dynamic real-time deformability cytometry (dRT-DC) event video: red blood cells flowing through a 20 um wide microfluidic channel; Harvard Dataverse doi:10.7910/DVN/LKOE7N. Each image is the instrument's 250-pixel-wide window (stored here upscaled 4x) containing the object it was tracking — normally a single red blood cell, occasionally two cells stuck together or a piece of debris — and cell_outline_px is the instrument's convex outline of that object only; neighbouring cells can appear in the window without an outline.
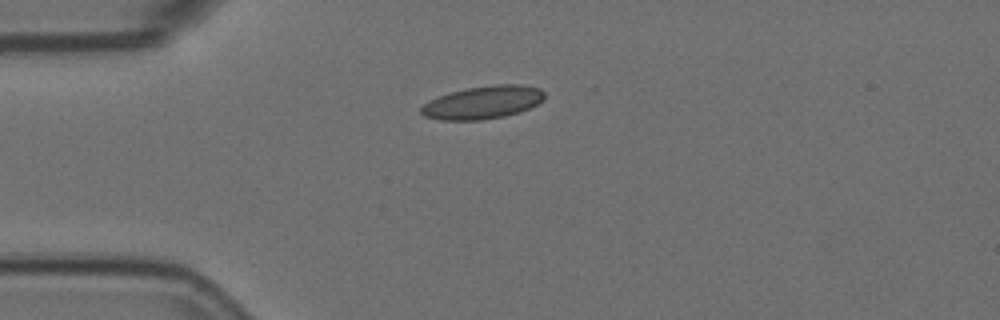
{"species": "Egyptian fruit bat (a non-hibernating species)", "species_latin": "Rousettus aegyptiacus", "temperature_condition": "room temperature", "stored_images_in_passage": 4, "camera_frame_rate_fps": 3000, "um_per_image_px": 0.085, "animal": {"sex": "female"}, "frame": {"image": 1, "passage_image": 1, "time_ms": 0.0, "image_size_px": [1000, 320], "cell_outline_px": [[544, 100], [520, 112], [504, 116], [480, 120], [440, 120], [424, 116], [420, 112], [420, 108], [428, 100], [452, 92], [468, 88], [496, 84], [520, 84], [540, 88], [544, 92]], "centroid_in_image_um": [41.05, 8.71], "position_along_channel_um": 44.0, "area_um2": 23.58}}
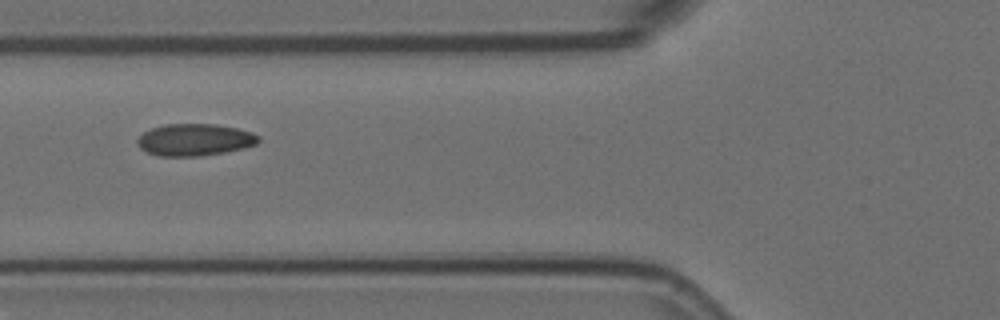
{"frame": {"image": 2, "passage_image": 3, "time_ms": 0.667, "image_size_px": [1000, 320], "cell_outline_px": [[260, 140], [256, 144], [224, 152], [200, 156], [160, 156], [148, 152], [140, 148], [136, 140], [144, 132], [152, 128], [164, 124], [216, 124], [236, 128], [252, 132], [260, 136]], "centroid_in_image_um": [16.54, 11.87], "position_along_channel_um": 109.3, "area_um2": 22.43}}